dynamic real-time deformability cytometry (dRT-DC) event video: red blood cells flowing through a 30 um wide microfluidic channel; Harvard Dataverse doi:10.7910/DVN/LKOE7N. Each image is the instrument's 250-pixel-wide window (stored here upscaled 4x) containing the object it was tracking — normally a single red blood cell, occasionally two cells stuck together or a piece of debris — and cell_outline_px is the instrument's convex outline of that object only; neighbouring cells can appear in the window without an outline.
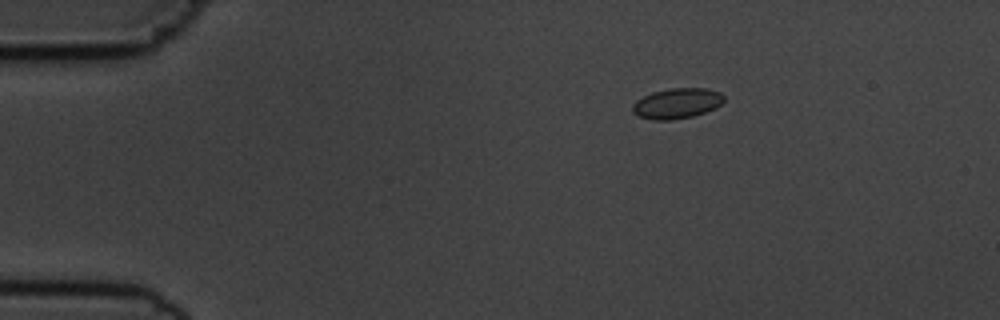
{"species": "common noctule bat (a hibernating species)", "species_latin": "Nyctalus noctula", "temperature_condition": "cold", "stored_images_in_passage": 47, "camera_frame_rate_fps": 3000, "um_per_image_px": 0.085, "animal": {"sex": "male", "body_mass_g": 19.5, "forearm_length_mm": 54.6}, "frame": {"image": 1, "passage_image": 1, "time_ms": 0.0, "image_size_px": [1000, 320], "cell_outline_px": [[724, 100], [716, 108], [692, 116], [672, 120], [652, 120], [636, 116], [632, 112], [632, 104], [636, 100], [652, 92], [672, 88], [708, 88], [720, 92], [724, 96]], "centroid_in_image_um": [57.51, 8.79], "position_along_channel_um": 27.5, "area_um2": 16.3}}
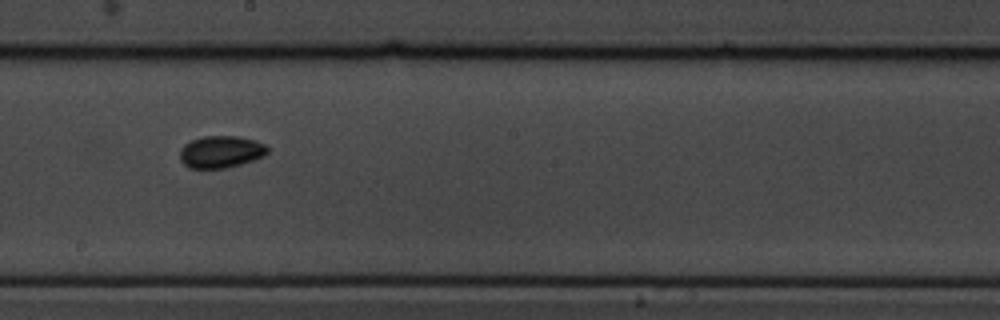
{"frame": {"image": 2, "passage_image": 23, "time_ms": 7.333, "image_size_px": [1000, 320], "cell_outline_px": [[268, 152], [264, 156], [240, 164], [224, 168], [188, 168], [180, 160], [180, 148], [184, 144], [192, 140], [204, 136], [240, 136], [256, 140], [264, 144], [268, 148]], "centroid_in_image_um": [18.77, 12.89], "position_along_channel_um": 229.4, "area_um2": 16.42}}
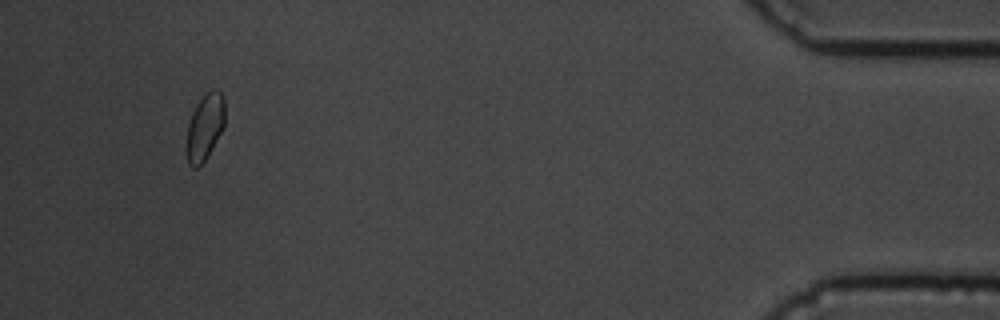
{"frame": {"image": 3, "passage_image": 44, "time_ms": 14.333, "image_size_px": [1000, 320], "cell_outline_px": [[224, 128], [208, 156], [196, 168], [192, 168], [188, 164], [184, 148], [188, 124], [192, 112], [196, 104], [212, 88], [216, 88], [224, 96]], "centroid_in_image_um": [17.39, 10.83], "position_along_channel_um": 417.8, "area_um2": 15.2}, "authors_computed_cell_mechanics": {"area_um2": 15.3748, "velocity_mm_per_s": 3.6443, "shape_relaxation_time_tau1_ms": 5.7123, "shape_relaxation_time_tau2_ms": null, "deformation_change_tau1": 0.0744, "deformation_change_tau2": null}}